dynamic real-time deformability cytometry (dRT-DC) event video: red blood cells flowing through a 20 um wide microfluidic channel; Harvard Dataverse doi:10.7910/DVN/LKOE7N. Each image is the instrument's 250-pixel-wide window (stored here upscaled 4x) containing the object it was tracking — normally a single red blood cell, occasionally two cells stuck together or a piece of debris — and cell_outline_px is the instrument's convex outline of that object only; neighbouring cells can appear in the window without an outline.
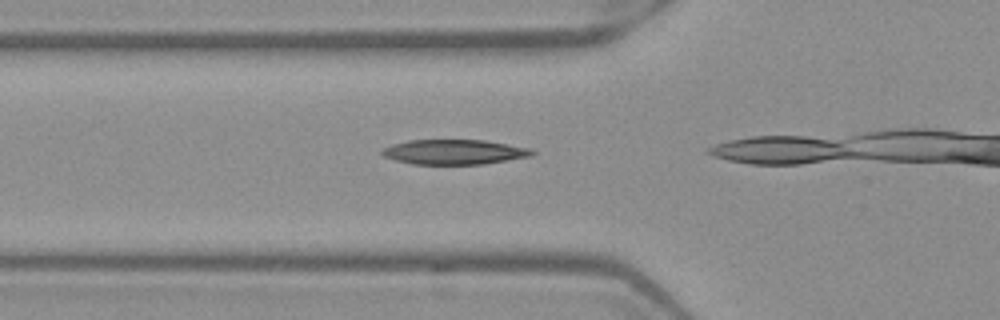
{"species": "Egyptian fruit bat (a non-hibernating species)", "species_latin": "Rousettus aegyptiacus", "temperature_condition": "warm", "stored_images_in_passage": 13, "camera_frame_rate_fps": 3000, "um_per_image_px": 0.085, "frame": {"image": 1, "passage_image": 10, "time_ms": 3.0, "image_size_px": [1000, 320], "cell_outline_px": [[536, 152], [532, 156], [484, 164], [412, 164], [396, 160], [384, 156], [380, 152], [384, 148], [392, 144], [408, 140], [484, 140], [532, 148]], "centroid_in_image_um": [38.64, 12.91], "position_along_channel_um": 87.2, "area_um2": 21.79}}